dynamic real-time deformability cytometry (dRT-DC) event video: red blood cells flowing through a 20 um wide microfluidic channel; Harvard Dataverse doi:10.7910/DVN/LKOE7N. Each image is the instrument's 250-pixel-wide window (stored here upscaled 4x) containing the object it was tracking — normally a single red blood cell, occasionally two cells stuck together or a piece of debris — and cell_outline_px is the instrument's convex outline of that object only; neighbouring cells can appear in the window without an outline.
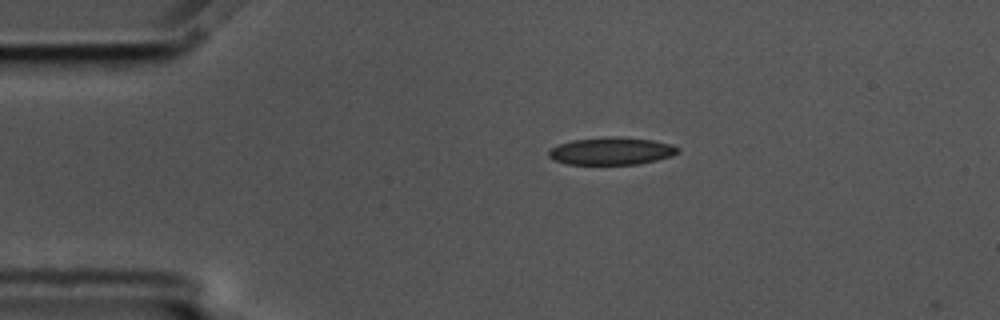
{"species": "common noctule bat (a hibernating species)", "species_latin": "Nyctalus noctula", "temperature_condition": "cold", "stored_images_in_passage": 2, "camera_frame_rate_fps": 3000, "um_per_image_px": 0.085, "animal": {"sex": "male", "body_mass_g": 17.5, "forearm_length_mm": 52.3}, "frame": {"image": 1, "passage_image": 1, "time_ms": 0.0, "image_size_px": [1000, 320], "cell_outline_px": [[680, 152], [672, 156], [640, 164], [568, 164], [552, 160], [548, 156], [548, 152], [552, 148], [560, 144], [572, 140], [612, 136], [624, 136], [652, 140], [668, 144], [680, 148]], "centroid_in_image_um": [51.98, 12.84], "position_along_channel_um": 33.0, "area_um2": 20.75}}